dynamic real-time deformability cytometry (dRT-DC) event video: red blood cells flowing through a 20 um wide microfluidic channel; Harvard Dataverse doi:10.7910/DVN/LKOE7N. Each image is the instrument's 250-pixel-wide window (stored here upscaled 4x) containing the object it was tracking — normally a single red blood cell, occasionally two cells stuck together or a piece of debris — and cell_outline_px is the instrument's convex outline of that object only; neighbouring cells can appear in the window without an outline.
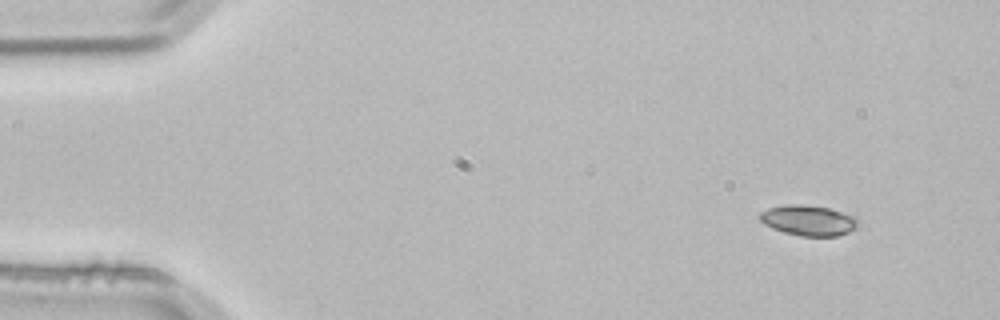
{"species": "common noctule bat (a hibernating species)", "species_latin": "Nyctalus noctula", "temperature_condition": "room temperature", "stored_images_in_passage": 4, "camera_frame_rate_fps": 3000, "um_per_image_px": 0.085, "animal": {"sex": "male", "body_mass_g": 21.5, "forearm_length_mm": 52.0}, "frame": {"image": 1, "passage_image": 1, "time_ms": 0.0, "image_size_px": [1000, 320], "cell_outline_px": [[860, 224], [856, 228], [848, 232], [836, 236], [800, 236], [784, 232], [772, 228], [764, 224], [760, 220], [760, 212], [768, 208], [784, 204], [800, 204], [828, 208], [856, 216]], "centroid_in_image_um": [68.73, 18.73], "position_along_channel_um": 16.3, "area_um2": 17.51}}
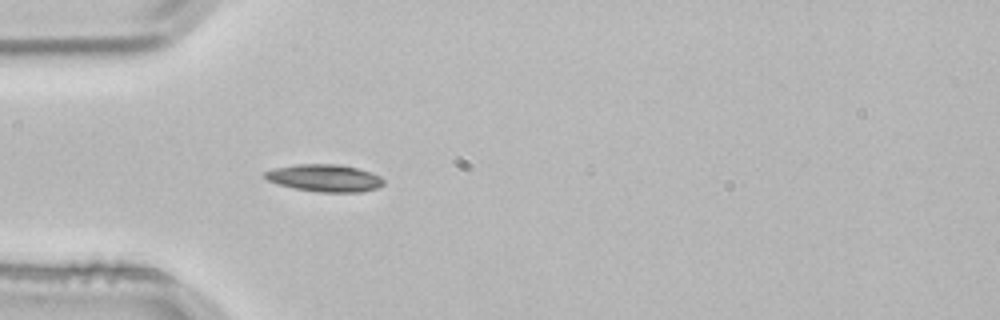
{"frame": {"image": 2, "passage_image": 3, "time_ms": 0.667, "image_size_px": [1000, 320], "cell_outline_px": [[384, 184], [376, 188], [360, 192], [320, 192], [292, 188], [268, 180], [264, 176], [264, 172], [272, 168], [296, 164], [340, 164], [372, 172], [380, 176], [384, 180]], "centroid_in_image_um": [27.6, 15.12], "position_along_channel_um": 57.4, "area_um2": 18.9}}